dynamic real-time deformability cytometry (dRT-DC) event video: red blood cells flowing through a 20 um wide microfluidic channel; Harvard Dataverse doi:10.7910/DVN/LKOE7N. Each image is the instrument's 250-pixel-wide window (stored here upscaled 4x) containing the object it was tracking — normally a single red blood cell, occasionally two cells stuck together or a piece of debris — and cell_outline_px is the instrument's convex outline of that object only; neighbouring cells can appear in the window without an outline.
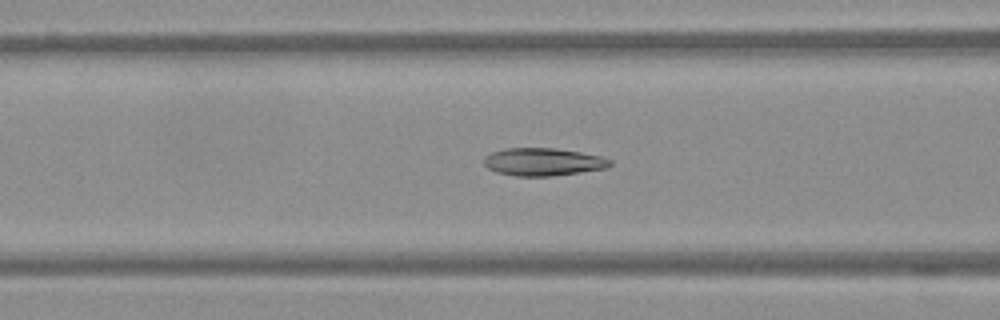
{"species": "Egyptian fruit bat (a non-hibernating species)", "species_latin": "Rousettus aegyptiacus", "temperature_condition": "warm", "stored_images_in_passage": 47, "camera_frame_rate_fps": 3000, "um_per_image_px": 0.085, "frame": {"image": 1, "passage_image": 15, "time_ms": 4.667, "image_size_px": [1000, 320], "cell_outline_px": [[612, 164], [608, 168], [552, 176], [516, 176], [496, 172], [488, 168], [484, 164], [484, 156], [492, 152], [504, 148], [556, 148], [580, 152], [600, 156], [612, 160]], "centroid_in_image_um": [46.16, 13.76], "position_along_channel_um": 120.4, "area_um2": 20.46}}
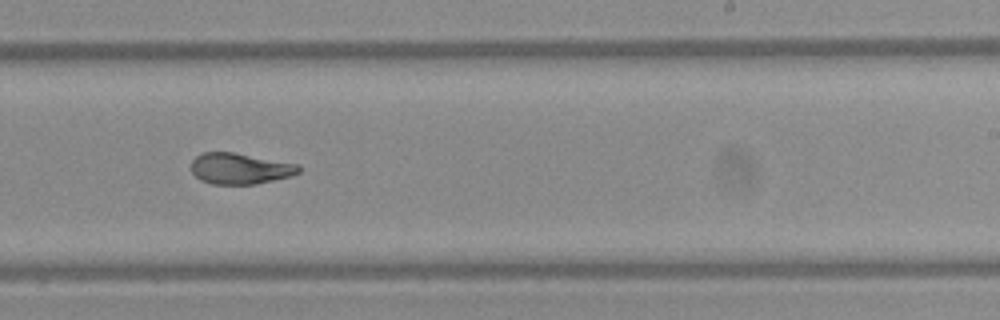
{"frame": {"image": 2, "passage_image": 27, "time_ms": 8.667, "image_size_px": [1000, 320], "cell_outline_px": [[300, 172], [292, 176], [256, 184], [212, 184], [200, 180], [192, 172], [192, 160], [196, 156], [204, 152], [232, 152], [300, 164]], "centroid_in_image_um": [20.42, 14.33], "position_along_channel_um": 268.6, "area_um2": 19.48}}
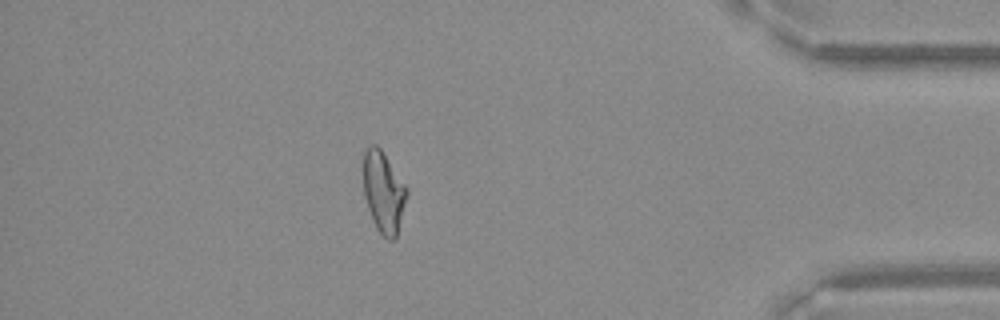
{"frame": {"image": 3, "passage_image": 41, "time_ms": 13.333, "image_size_px": [1000, 320], "cell_outline_px": [[408, 196], [396, 236], [392, 240], [388, 240], [376, 228], [372, 220], [364, 196], [364, 152], [368, 144], [376, 144], [380, 148], [408, 188]], "centroid_in_image_um": [32.61, 16.31], "position_along_channel_um": 402.6, "area_um2": 20.52}}